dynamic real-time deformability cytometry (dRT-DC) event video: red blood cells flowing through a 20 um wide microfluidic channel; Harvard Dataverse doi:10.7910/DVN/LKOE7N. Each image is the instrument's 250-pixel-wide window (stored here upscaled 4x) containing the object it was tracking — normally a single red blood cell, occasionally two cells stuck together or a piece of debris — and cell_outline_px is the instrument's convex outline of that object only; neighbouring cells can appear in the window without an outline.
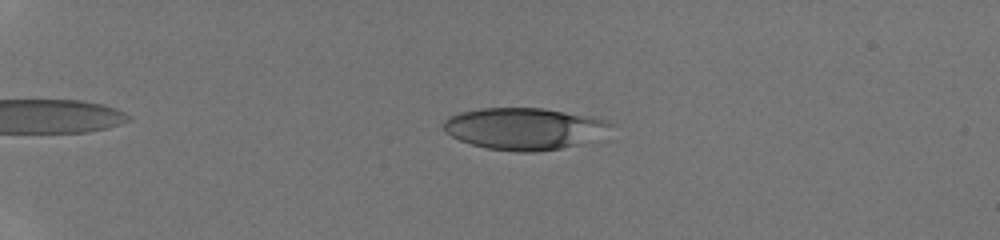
{"species": "human", "species_latin": "Homo sapiens", "temperature_condition": "room temperature", "stored_images_in_passage": 45, "camera_frame_rate_fps": 3000, "um_per_image_px": 0.085, "donor": {"sex": "male"}, "frame": {"image": 1, "passage_image": 11, "time_ms": 3.333, "image_size_px": [1000, 240], "cell_outline_px": [[616, 124], [608, 140], [536, 152], [516, 152], [488, 148], [472, 144], [460, 140], [452, 136], [444, 128], [444, 120], [448, 116], [460, 112], [484, 108], [544, 108], [588, 116], [608, 120]], "centroid_in_image_um": [44.77, 10.95], "position_along_channel_um": 40.2, "area_um2": 41.79}}
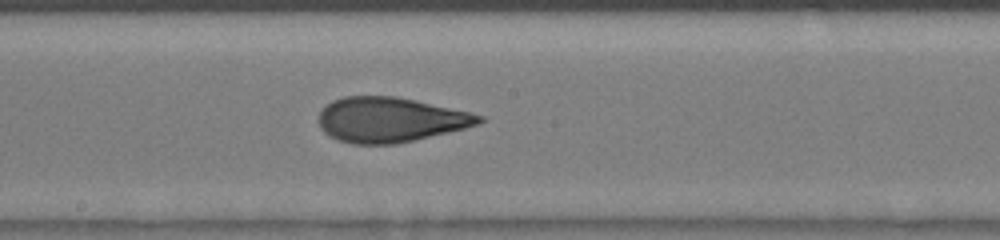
{"frame": {"image": 2, "passage_image": 27, "time_ms": 8.667, "image_size_px": [1000, 240], "cell_outline_px": [[484, 120], [480, 124], [416, 140], [396, 144], [352, 144], [336, 140], [328, 136], [320, 128], [320, 112], [332, 100], [344, 96], [396, 96], [416, 100], [468, 112], [484, 116]], "centroid_in_image_um": [33.15, 10.18], "position_along_channel_um": 215.0, "area_um2": 41.96}}
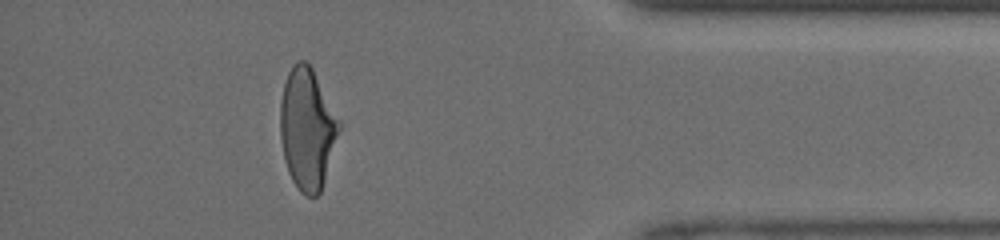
{"frame": {"image": 3, "passage_image": 41, "time_ms": 13.333, "image_size_px": [1000, 240], "cell_outline_px": [[340, 128], [324, 180], [320, 192], [316, 196], [308, 196], [300, 192], [292, 180], [288, 172], [284, 160], [280, 136], [280, 100], [284, 84], [288, 72], [292, 64], [296, 60], [304, 60], [312, 68], [340, 120]], "centroid_in_image_um": [26.09, 10.92], "position_along_channel_um": 409.1, "area_um2": 41.38}}